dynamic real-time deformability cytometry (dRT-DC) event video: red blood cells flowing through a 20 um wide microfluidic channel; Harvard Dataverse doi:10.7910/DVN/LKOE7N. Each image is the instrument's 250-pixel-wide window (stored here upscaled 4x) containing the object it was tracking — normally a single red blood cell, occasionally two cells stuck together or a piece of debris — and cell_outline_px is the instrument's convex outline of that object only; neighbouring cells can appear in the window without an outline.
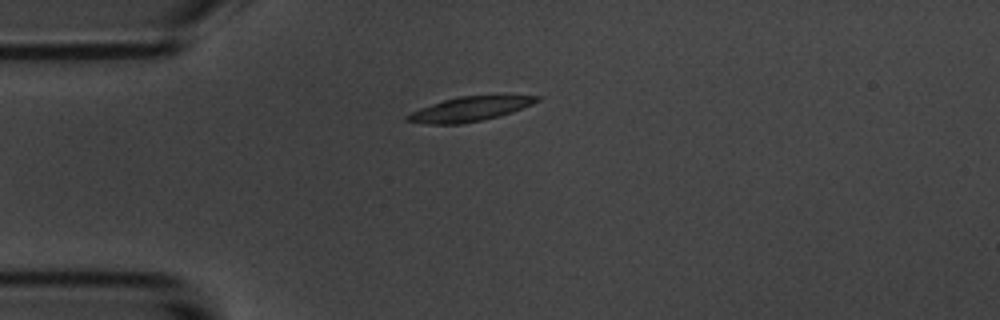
{"species": "common noctule bat (a hibernating species)", "species_latin": "Nyctalus noctula", "temperature_condition": "room temperature", "stored_images_in_passage": 3, "camera_frame_rate_fps": 3000, "um_per_image_px": 0.085, "animal": {"sex": "male", "body_mass_g": 20.1, "forearm_length_mm": 53.5}, "frame": {"image": 1, "passage_image": 1, "time_ms": 0.0, "image_size_px": [1000, 320], "cell_outline_px": [[544, 96], [540, 100], [532, 104], [512, 112], [480, 120], [460, 124], [428, 124], [404, 120], [404, 116], [420, 108], [444, 100], [460, 96]], "centroid_in_image_um": [39.89, 9.27], "position_along_channel_um": 45.1, "area_um2": 18.03}}